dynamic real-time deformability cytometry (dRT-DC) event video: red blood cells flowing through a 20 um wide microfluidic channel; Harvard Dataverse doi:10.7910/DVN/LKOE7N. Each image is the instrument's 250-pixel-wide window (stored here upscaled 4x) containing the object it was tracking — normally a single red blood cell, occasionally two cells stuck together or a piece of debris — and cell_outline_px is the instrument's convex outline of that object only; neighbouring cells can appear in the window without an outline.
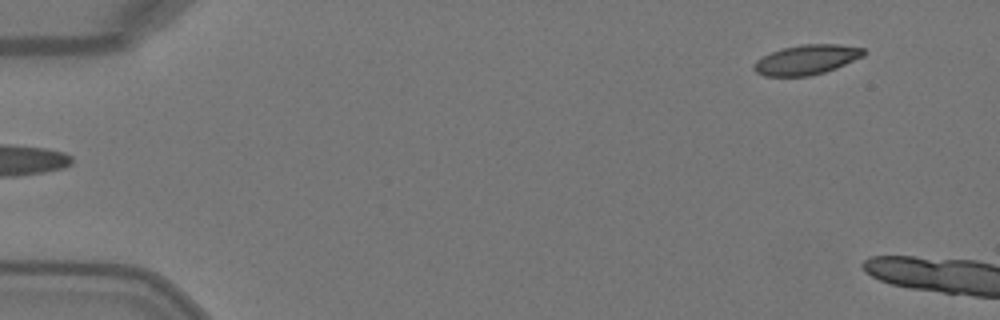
{"species": "Egyptian fruit bat (a non-hibernating species)", "species_latin": "Rousettus aegyptiacus", "temperature_condition": "warm", "stored_images_in_passage": 4, "segment_of_instrument_passage": [2, 2], "camera_frame_rate_fps": 3000, "um_per_image_px": 0.085, "animal": {"sex": "female"}, "frame": {"image": 1, "passage_image": 4, "time_ms": 1.0, "image_size_px": [1000, 320], "cell_outline_px": [[864, 56], [836, 68], [824, 72], [808, 76], [764, 76], [756, 72], [752, 68], [752, 64], [756, 60], [772, 52], [784, 48], [800, 44], [840, 44], [864, 48]], "centroid_in_image_um": [68.55, 5.07], "position_along_channel_um": 16.5, "area_um2": 19.02}}